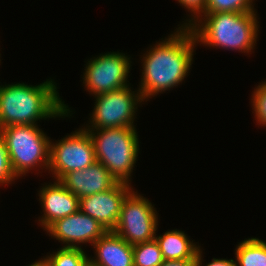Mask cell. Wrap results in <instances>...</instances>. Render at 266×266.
I'll return each mask as SVG.
<instances>
[{
    "label": "cell",
    "mask_w": 266,
    "mask_h": 266,
    "mask_svg": "<svg viewBox=\"0 0 266 266\" xmlns=\"http://www.w3.org/2000/svg\"><path fill=\"white\" fill-rule=\"evenodd\" d=\"M197 45L190 28H176L147 49L140 57L143 69L138 87L145 102L183 83L190 73Z\"/></svg>",
    "instance_id": "1"
},
{
    "label": "cell",
    "mask_w": 266,
    "mask_h": 266,
    "mask_svg": "<svg viewBox=\"0 0 266 266\" xmlns=\"http://www.w3.org/2000/svg\"><path fill=\"white\" fill-rule=\"evenodd\" d=\"M57 88L51 78L34 86L23 82L0 85V128L70 118L73 110L60 98Z\"/></svg>",
    "instance_id": "2"
},
{
    "label": "cell",
    "mask_w": 266,
    "mask_h": 266,
    "mask_svg": "<svg viewBox=\"0 0 266 266\" xmlns=\"http://www.w3.org/2000/svg\"><path fill=\"white\" fill-rule=\"evenodd\" d=\"M256 13H205L190 29L199 45L238 50L248 55L256 48L260 31Z\"/></svg>",
    "instance_id": "3"
},
{
    "label": "cell",
    "mask_w": 266,
    "mask_h": 266,
    "mask_svg": "<svg viewBox=\"0 0 266 266\" xmlns=\"http://www.w3.org/2000/svg\"><path fill=\"white\" fill-rule=\"evenodd\" d=\"M87 132L93 141L96 161L102 163L117 182L130 185L140 151L136 127L93 129Z\"/></svg>",
    "instance_id": "4"
},
{
    "label": "cell",
    "mask_w": 266,
    "mask_h": 266,
    "mask_svg": "<svg viewBox=\"0 0 266 266\" xmlns=\"http://www.w3.org/2000/svg\"><path fill=\"white\" fill-rule=\"evenodd\" d=\"M0 133L17 178L31 170H48L51 138L38 125H11L0 128Z\"/></svg>",
    "instance_id": "5"
},
{
    "label": "cell",
    "mask_w": 266,
    "mask_h": 266,
    "mask_svg": "<svg viewBox=\"0 0 266 266\" xmlns=\"http://www.w3.org/2000/svg\"><path fill=\"white\" fill-rule=\"evenodd\" d=\"M130 85L95 97V106L85 130L135 127L139 104L144 102L139 89L132 91Z\"/></svg>",
    "instance_id": "6"
},
{
    "label": "cell",
    "mask_w": 266,
    "mask_h": 266,
    "mask_svg": "<svg viewBox=\"0 0 266 266\" xmlns=\"http://www.w3.org/2000/svg\"><path fill=\"white\" fill-rule=\"evenodd\" d=\"M134 189L122 203L120 216L113 232L130 245L155 240L158 212L154 204Z\"/></svg>",
    "instance_id": "7"
},
{
    "label": "cell",
    "mask_w": 266,
    "mask_h": 266,
    "mask_svg": "<svg viewBox=\"0 0 266 266\" xmlns=\"http://www.w3.org/2000/svg\"><path fill=\"white\" fill-rule=\"evenodd\" d=\"M96 162L93 141L87 130L80 127L61 140L50 139L48 173L60 180L68 172L83 170Z\"/></svg>",
    "instance_id": "8"
},
{
    "label": "cell",
    "mask_w": 266,
    "mask_h": 266,
    "mask_svg": "<svg viewBox=\"0 0 266 266\" xmlns=\"http://www.w3.org/2000/svg\"><path fill=\"white\" fill-rule=\"evenodd\" d=\"M131 57L123 52H106L93 57L85 64L83 86L92 96L107 93L129 85Z\"/></svg>",
    "instance_id": "9"
},
{
    "label": "cell",
    "mask_w": 266,
    "mask_h": 266,
    "mask_svg": "<svg viewBox=\"0 0 266 266\" xmlns=\"http://www.w3.org/2000/svg\"><path fill=\"white\" fill-rule=\"evenodd\" d=\"M45 231L51 238L62 242V247L71 248H81V243H89L92 246L107 232L98 221L81 210L57 219Z\"/></svg>",
    "instance_id": "10"
},
{
    "label": "cell",
    "mask_w": 266,
    "mask_h": 266,
    "mask_svg": "<svg viewBox=\"0 0 266 266\" xmlns=\"http://www.w3.org/2000/svg\"><path fill=\"white\" fill-rule=\"evenodd\" d=\"M133 189L131 185L117 182L105 192L80 198L79 210L98 221L107 231H113L120 216L122 203Z\"/></svg>",
    "instance_id": "11"
},
{
    "label": "cell",
    "mask_w": 266,
    "mask_h": 266,
    "mask_svg": "<svg viewBox=\"0 0 266 266\" xmlns=\"http://www.w3.org/2000/svg\"><path fill=\"white\" fill-rule=\"evenodd\" d=\"M47 184H42V188L38 191V199L43 209L38 223L43 230H46L57 219L77 212L80 207L79 198L66 189L59 180Z\"/></svg>",
    "instance_id": "12"
},
{
    "label": "cell",
    "mask_w": 266,
    "mask_h": 266,
    "mask_svg": "<svg viewBox=\"0 0 266 266\" xmlns=\"http://www.w3.org/2000/svg\"><path fill=\"white\" fill-rule=\"evenodd\" d=\"M59 181L79 199L105 192L117 183L108 169L98 161L83 170L68 172Z\"/></svg>",
    "instance_id": "13"
},
{
    "label": "cell",
    "mask_w": 266,
    "mask_h": 266,
    "mask_svg": "<svg viewBox=\"0 0 266 266\" xmlns=\"http://www.w3.org/2000/svg\"><path fill=\"white\" fill-rule=\"evenodd\" d=\"M94 257L90 260L99 266H134L133 245L113 231H107L93 243ZM92 257V258H91Z\"/></svg>",
    "instance_id": "14"
},
{
    "label": "cell",
    "mask_w": 266,
    "mask_h": 266,
    "mask_svg": "<svg viewBox=\"0 0 266 266\" xmlns=\"http://www.w3.org/2000/svg\"><path fill=\"white\" fill-rule=\"evenodd\" d=\"M162 257L166 261L185 260L195 261L196 254L201 246L193 242L184 231L173 229L155 236ZM192 240V241H191Z\"/></svg>",
    "instance_id": "15"
},
{
    "label": "cell",
    "mask_w": 266,
    "mask_h": 266,
    "mask_svg": "<svg viewBox=\"0 0 266 266\" xmlns=\"http://www.w3.org/2000/svg\"><path fill=\"white\" fill-rule=\"evenodd\" d=\"M237 266H266V241L259 238L244 239L236 245Z\"/></svg>",
    "instance_id": "16"
},
{
    "label": "cell",
    "mask_w": 266,
    "mask_h": 266,
    "mask_svg": "<svg viewBox=\"0 0 266 266\" xmlns=\"http://www.w3.org/2000/svg\"><path fill=\"white\" fill-rule=\"evenodd\" d=\"M89 258L90 256L82 247H61L42 259L49 266H84Z\"/></svg>",
    "instance_id": "17"
},
{
    "label": "cell",
    "mask_w": 266,
    "mask_h": 266,
    "mask_svg": "<svg viewBox=\"0 0 266 266\" xmlns=\"http://www.w3.org/2000/svg\"><path fill=\"white\" fill-rule=\"evenodd\" d=\"M134 266H161L163 257L156 240L133 245Z\"/></svg>",
    "instance_id": "18"
},
{
    "label": "cell",
    "mask_w": 266,
    "mask_h": 266,
    "mask_svg": "<svg viewBox=\"0 0 266 266\" xmlns=\"http://www.w3.org/2000/svg\"><path fill=\"white\" fill-rule=\"evenodd\" d=\"M255 0H207L205 13L257 12Z\"/></svg>",
    "instance_id": "19"
},
{
    "label": "cell",
    "mask_w": 266,
    "mask_h": 266,
    "mask_svg": "<svg viewBox=\"0 0 266 266\" xmlns=\"http://www.w3.org/2000/svg\"><path fill=\"white\" fill-rule=\"evenodd\" d=\"M251 107L256 123L261 127H266V81H262L255 86L251 95Z\"/></svg>",
    "instance_id": "20"
},
{
    "label": "cell",
    "mask_w": 266,
    "mask_h": 266,
    "mask_svg": "<svg viewBox=\"0 0 266 266\" xmlns=\"http://www.w3.org/2000/svg\"><path fill=\"white\" fill-rule=\"evenodd\" d=\"M182 7L185 8L190 16L186 18L181 26L178 25V28H190L192 27L206 12V2L207 0H177Z\"/></svg>",
    "instance_id": "21"
},
{
    "label": "cell",
    "mask_w": 266,
    "mask_h": 266,
    "mask_svg": "<svg viewBox=\"0 0 266 266\" xmlns=\"http://www.w3.org/2000/svg\"><path fill=\"white\" fill-rule=\"evenodd\" d=\"M17 179L13 173L4 138L0 133V184L9 186V184L15 183L14 181Z\"/></svg>",
    "instance_id": "22"
},
{
    "label": "cell",
    "mask_w": 266,
    "mask_h": 266,
    "mask_svg": "<svg viewBox=\"0 0 266 266\" xmlns=\"http://www.w3.org/2000/svg\"><path fill=\"white\" fill-rule=\"evenodd\" d=\"M202 248L200 247L197 254L195 261H185V260H173V261H163V264L161 266H202L203 259V253Z\"/></svg>",
    "instance_id": "23"
},
{
    "label": "cell",
    "mask_w": 266,
    "mask_h": 266,
    "mask_svg": "<svg viewBox=\"0 0 266 266\" xmlns=\"http://www.w3.org/2000/svg\"><path fill=\"white\" fill-rule=\"evenodd\" d=\"M205 266H237V264L234 259L213 258L212 261Z\"/></svg>",
    "instance_id": "24"
},
{
    "label": "cell",
    "mask_w": 266,
    "mask_h": 266,
    "mask_svg": "<svg viewBox=\"0 0 266 266\" xmlns=\"http://www.w3.org/2000/svg\"><path fill=\"white\" fill-rule=\"evenodd\" d=\"M36 266H49L42 258L33 262Z\"/></svg>",
    "instance_id": "25"
},
{
    "label": "cell",
    "mask_w": 266,
    "mask_h": 266,
    "mask_svg": "<svg viewBox=\"0 0 266 266\" xmlns=\"http://www.w3.org/2000/svg\"><path fill=\"white\" fill-rule=\"evenodd\" d=\"M84 266H99L94 264L90 259L86 262V264Z\"/></svg>",
    "instance_id": "26"
},
{
    "label": "cell",
    "mask_w": 266,
    "mask_h": 266,
    "mask_svg": "<svg viewBox=\"0 0 266 266\" xmlns=\"http://www.w3.org/2000/svg\"><path fill=\"white\" fill-rule=\"evenodd\" d=\"M28 266H36L34 263H32V264H28Z\"/></svg>",
    "instance_id": "27"
}]
</instances>
